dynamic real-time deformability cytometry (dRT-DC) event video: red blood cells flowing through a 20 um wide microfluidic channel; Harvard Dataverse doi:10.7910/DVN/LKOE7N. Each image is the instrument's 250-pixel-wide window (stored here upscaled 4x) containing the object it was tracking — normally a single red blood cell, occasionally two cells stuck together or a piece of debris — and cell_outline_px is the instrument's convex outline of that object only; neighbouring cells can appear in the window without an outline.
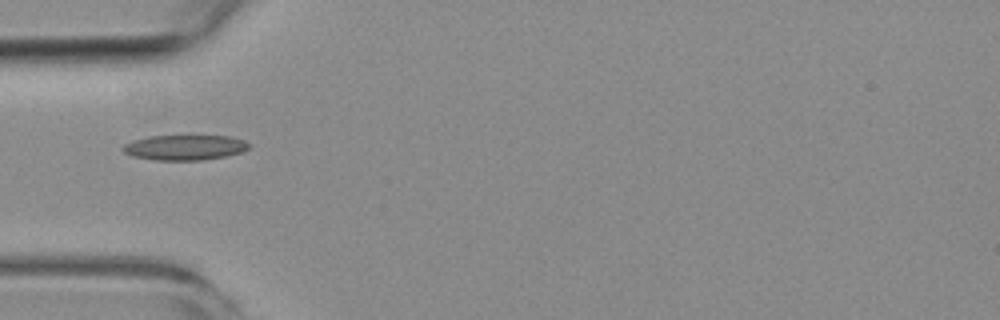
{"species": "common noctule bat (a hibernating species)", "species_latin": "Nyctalus noctula", "temperature_condition": "room temperature", "stored_images_in_passage": 5, "camera_frame_rate_fps": 3000, "um_per_image_px": 0.085, "animal": {"sex": "female", "body_mass_g": 19.3, "forearm_length_mm": 54.1}, "frame": {"image": 1, "passage_image": 5, "time_ms": 5.333, "image_size_px": [1000, 320], "cell_outline_px": [[252, 144], [248, 148], [240, 152], [224, 156], [200, 160], [156, 160], [132, 156], [124, 152], [120, 148], [124, 144], [148, 136], [232, 136], [244, 140]], "centroid_in_image_um": [15.7, 12.53], "position_along_channel_um": 69.3, "area_um2": 18.38}}